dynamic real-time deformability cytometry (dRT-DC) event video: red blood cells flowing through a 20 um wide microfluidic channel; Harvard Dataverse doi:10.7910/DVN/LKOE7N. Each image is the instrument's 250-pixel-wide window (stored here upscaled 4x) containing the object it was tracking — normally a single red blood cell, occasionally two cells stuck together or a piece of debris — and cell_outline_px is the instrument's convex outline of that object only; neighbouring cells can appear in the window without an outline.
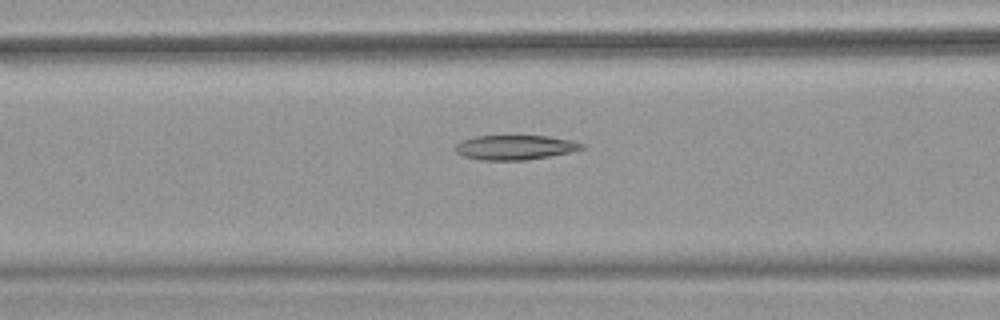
{"species": "common noctule bat (a hibernating species)", "species_latin": "Nyctalus noctula", "temperature_condition": "warm", "stored_images_in_passage": 53, "camera_frame_rate_fps": 3000, "um_per_image_px": 0.085, "animal": {"sex": "female", "body_mass_g": 18.4}, "frame": {"image": 1, "passage_image": 23, "time_ms": 7.333, "image_size_px": [1000, 320], "cell_outline_px": [[580, 148], [564, 152], [544, 156], [516, 160], [492, 160], [468, 156], [460, 152], [468, 140], [484, 136], [540, 136], [564, 140], [576, 144]], "centroid_in_image_um": [43.8, 12.52], "position_along_channel_um": 122.8, "area_um2": 15.72}}
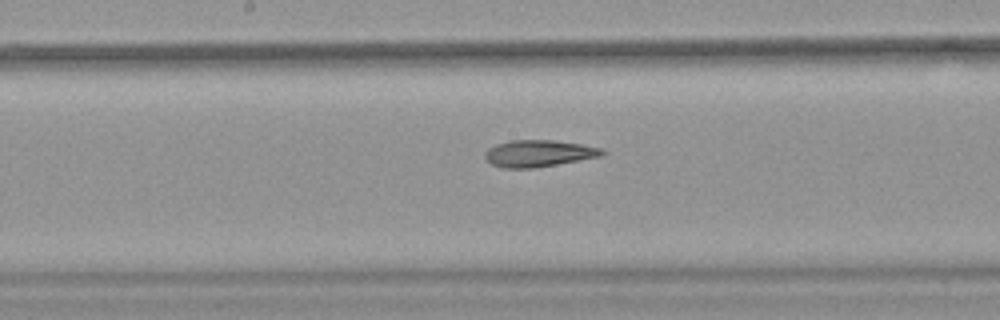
{"frame": {"image": 2, "passage_image": 29, "time_ms": 9.333, "image_size_px": [1000, 320], "cell_outline_px": [[604, 152], [592, 156], [552, 164], [520, 168], [512, 168], [496, 164], [488, 160], [488, 152], [492, 148], [500, 144], [520, 140], [544, 140], [576, 144], [596, 148]], "centroid_in_image_um": [45.72, 13.02], "position_along_channel_um": 202.5, "area_um2": 16.07}}
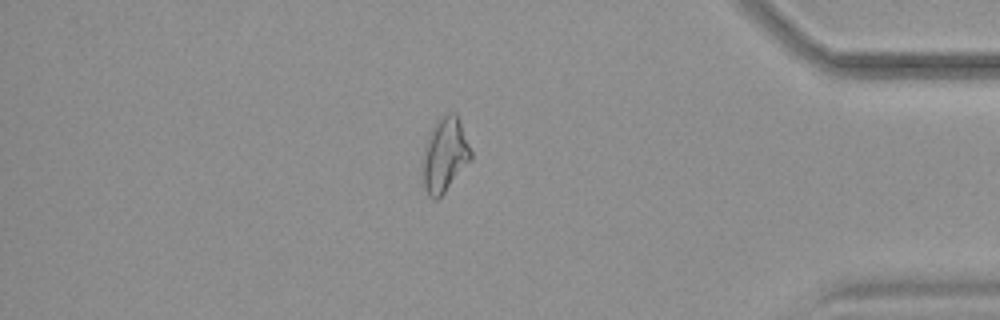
{"frame": {"image": 3, "passage_image": 46, "time_ms": 15.0, "image_size_px": [1000, 320], "cell_outline_px": [[472, 156], [440, 196], [428, 192], [428, 152], [432, 140], [440, 124], [444, 120], [456, 116], [472, 152]], "centroid_in_image_um": [37.99, 13.22], "position_along_channel_um": 397.2, "area_um2": 16.42}, "authors_computed_cell_mechanics": {"area_um2": 15.5482, "velocity_mm_per_s": 3.9902, "shape_relaxation_time_tau1_ms": null, "shape_relaxation_time_tau2_ms": 5.5945, "deformation_change_tau1": null, "deformation_change_tau2": 0.142}}